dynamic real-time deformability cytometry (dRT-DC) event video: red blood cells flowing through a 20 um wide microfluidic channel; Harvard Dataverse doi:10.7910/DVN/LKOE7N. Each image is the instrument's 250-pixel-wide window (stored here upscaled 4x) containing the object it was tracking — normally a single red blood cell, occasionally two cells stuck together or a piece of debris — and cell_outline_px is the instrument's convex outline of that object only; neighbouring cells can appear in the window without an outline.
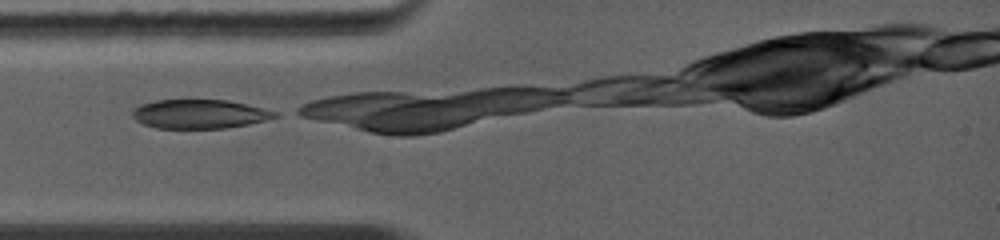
{"species": "common noctule bat (a hibernating species)", "species_latin": "Nyctalus noctula", "temperature_condition": "warm", "stored_images_in_passage": 5, "camera_frame_rate_fps": 5000, "um_per_image_px": 0.085, "animal": {"sex": "female", "body_mass_g": 19.0, "forearm_length_mm": 56.7}, "frame": {"image": 1, "passage_image": 1, "time_ms": 0.0, "image_size_px": [1000, 240], "cell_outline_px": [[280, 116], [248, 124], [224, 128], [156, 128], [144, 124], [136, 120], [132, 116], [132, 108], [140, 104], [156, 100], [228, 100], [280, 112]], "centroid_in_image_um": [16.95, 9.68], "position_along_channel_um": 68.1, "area_um2": 24.1}}